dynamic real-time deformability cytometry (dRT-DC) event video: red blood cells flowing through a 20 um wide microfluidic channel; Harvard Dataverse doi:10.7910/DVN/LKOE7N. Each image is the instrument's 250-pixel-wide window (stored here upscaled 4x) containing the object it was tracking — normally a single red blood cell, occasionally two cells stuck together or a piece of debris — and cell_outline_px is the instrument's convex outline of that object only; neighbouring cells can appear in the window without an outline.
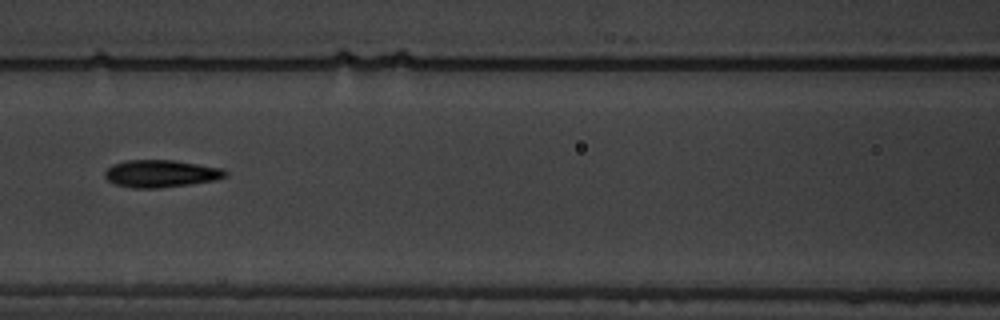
{"species": "common noctule bat (a hibernating species)", "species_latin": "Nyctalus noctula", "temperature_condition": "warm", "stored_images_in_passage": 4, "camera_frame_rate_fps": 3000, "um_per_image_px": 0.085, "animal": {"sex": "male", "body_mass_g": 19.5, "forearm_length_mm": 54.6}, "frame": {"image": 1, "passage_image": 4, "time_ms": 3.667, "image_size_px": [1000, 320], "cell_outline_px": [[228, 172], [224, 176], [216, 180], [188, 184], [156, 188], [136, 188], [116, 184], [108, 180], [104, 176], [104, 172], [112, 164], [124, 160], [172, 160], [224, 168]], "centroid_in_image_um": [13.66, 14.74], "position_along_channel_um": 152.9, "area_um2": 19.07}}